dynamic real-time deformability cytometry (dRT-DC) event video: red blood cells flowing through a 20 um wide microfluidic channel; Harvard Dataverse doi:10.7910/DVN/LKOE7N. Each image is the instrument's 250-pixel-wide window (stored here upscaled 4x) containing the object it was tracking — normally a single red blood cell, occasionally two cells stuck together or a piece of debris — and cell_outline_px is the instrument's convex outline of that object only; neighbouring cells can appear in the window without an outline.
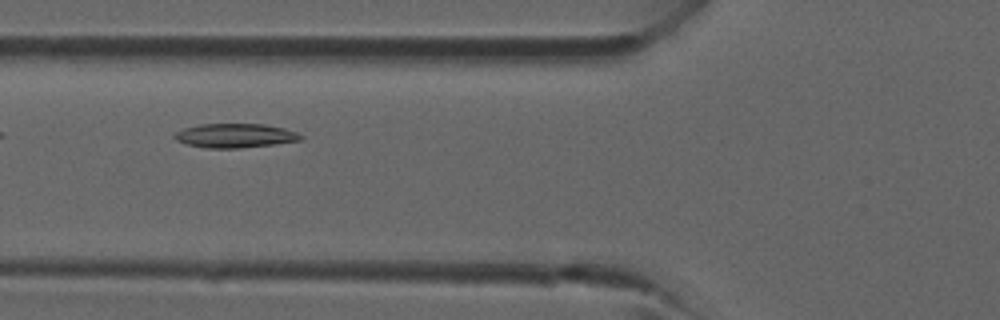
{"species": "common noctule bat (a hibernating species)", "species_latin": "Nyctalus noctula", "temperature_condition": "room temperature", "stored_images_in_passage": 5, "camera_frame_rate_fps": 3000, "um_per_image_px": 0.085, "animal": {"sex": "male", "forearm_length_mm": 52.5}, "frame": {"image": 1, "passage_image": 4, "time_ms": 3.667, "image_size_px": [1000, 320], "cell_outline_px": [[304, 136], [300, 140], [272, 144], [240, 148], [208, 148], [188, 144], [176, 140], [172, 136], [176, 132], [184, 128], [200, 124], [264, 124], [284, 128], [296, 132]], "centroid_in_image_um": [19.97, 11.52], "position_along_channel_um": 105.8, "area_um2": 17.57}}
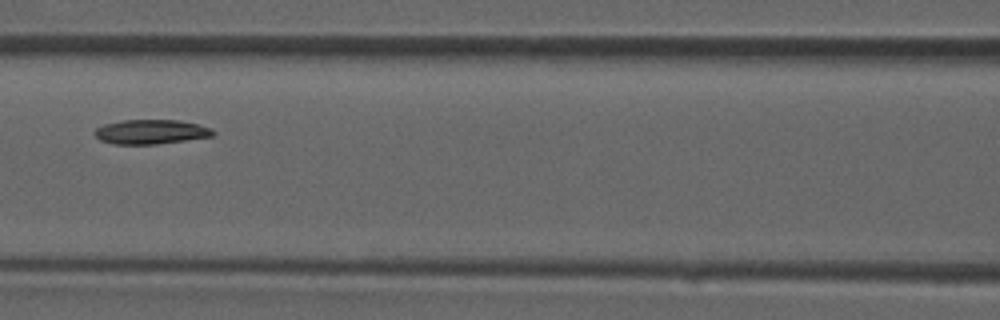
{"frame": {"image": 2, "passage_image": 5, "time_ms": 4.667, "image_size_px": [1000, 320], "cell_outline_px": [[216, 132], [212, 136], [156, 144], [112, 144], [100, 140], [92, 132], [96, 128], [104, 124], [124, 120], [180, 120], [212, 128]], "centroid_in_image_um": [12.8, 11.2], "position_along_channel_um": 153.8, "area_um2": 16.82}}